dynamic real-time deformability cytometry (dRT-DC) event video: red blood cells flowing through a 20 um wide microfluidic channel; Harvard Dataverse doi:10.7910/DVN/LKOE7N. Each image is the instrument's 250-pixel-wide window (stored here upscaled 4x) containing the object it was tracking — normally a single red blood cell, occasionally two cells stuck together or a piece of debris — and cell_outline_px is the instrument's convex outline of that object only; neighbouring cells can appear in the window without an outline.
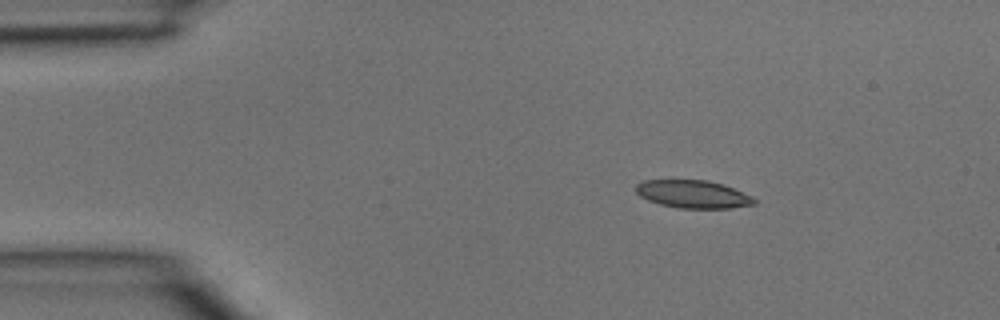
{"species": "common noctule bat (a hibernating species)", "species_latin": "Nyctalus noctula", "temperature_condition": "room temperature", "stored_images_in_passage": 3, "camera_frame_rate_fps": 3000, "um_per_image_px": 0.085, "animal": {"sex": "male", "body_mass_g": 15.6}, "frame": {"image": 1, "passage_image": 1, "time_ms": 0.0, "image_size_px": [1000, 320], "cell_outline_px": [[756, 204], [728, 208], [676, 208], [660, 204], [648, 200], [640, 196], [636, 192], [636, 184], [644, 180], [708, 180], [724, 184], [752, 196], [756, 200]], "centroid_in_image_um": [58.91, 16.5], "position_along_channel_um": 26.1, "area_um2": 19.25}}
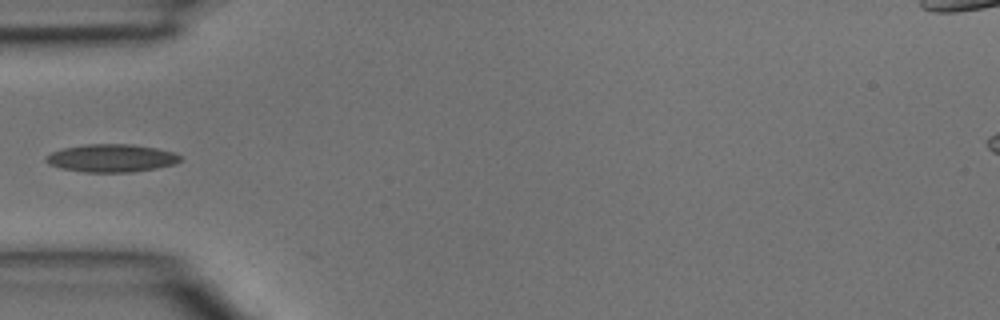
{"frame": {"image": 2, "passage_image": 3, "time_ms": 0.667, "image_size_px": [1000, 320], "cell_outline_px": [[180, 160], [176, 164], [156, 168], [132, 172], [84, 172], [60, 168], [48, 164], [44, 160], [44, 156], [52, 152], [64, 148], [84, 144], [132, 144], [156, 148], [176, 152], [180, 156]], "centroid_in_image_um": [9.46, 13.44], "position_along_channel_um": 75.5, "area_um2": 21.96}}